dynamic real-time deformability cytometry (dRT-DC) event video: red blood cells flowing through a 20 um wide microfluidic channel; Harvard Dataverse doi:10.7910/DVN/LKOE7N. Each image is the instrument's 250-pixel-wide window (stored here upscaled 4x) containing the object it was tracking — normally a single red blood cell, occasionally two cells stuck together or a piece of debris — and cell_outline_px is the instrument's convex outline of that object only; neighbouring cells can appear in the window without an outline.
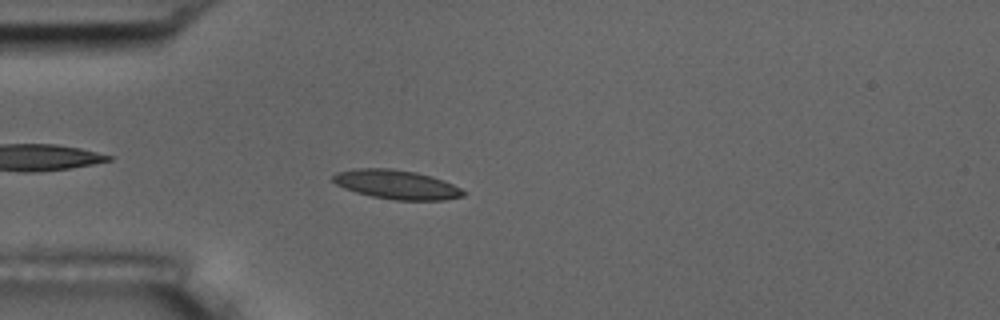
{"species": "common noctule bat (a hibernating species)", "species_latin": "Nyctalus noctula", "temperature_condition": "room temperature", "stored_images_in_passage": 55, "camera_frame_rate_fps": 3000, "um_per_image_px": 0.085, "animal": {"sex": "male", "body_mass_g": 17.5, "forearm_length_mm": 52.3}, "frame": {"image": 1, "passage_image": 15, "time_ms": 4.667, "image_size_px": [1000, 320], "cell_outline_px": [[468, 192], [464, 196], [444, 200], [396, 200], [372, 196], [356, 192], [344, 188], [336, 184], [332, 180], [332, 176], [336, 172], [352, 168], [392, 168], [416, 172], [432, 176], [444, 180]], "centroid_in_image_um": [33.71, 15.67], "position_along_channel_um": 51.3, "area_um2": 22.31}}
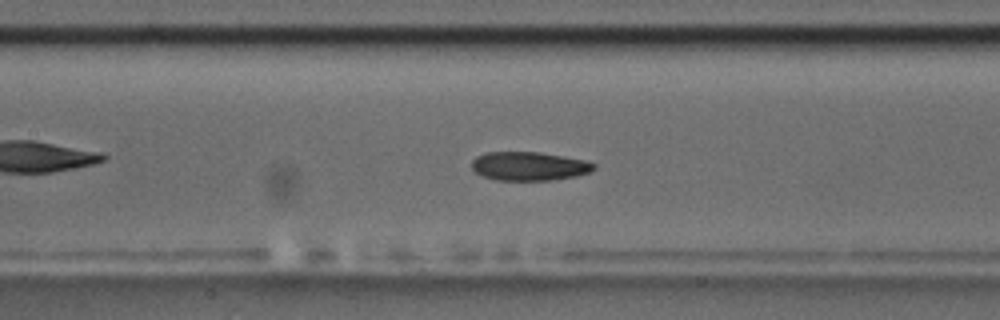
{"frame": {"image": 2, "passage_image": 25, "time_ms": 8.0, "image_size_px": [1000, 320], "cell_outline_px": [[596, 168], [588, 172], [576, 176], [552, 180], [496, 180], [484, 176], [476, 172], [472, 168], [472, 160], [476, 156], [488, 152], [540, 152], [564, 156], [584, 160], [596, 164]], "centroid_in_image_um": [44.98, 14.12], "position_along_channel_um": 162.4, "area_um2": 20.4}}
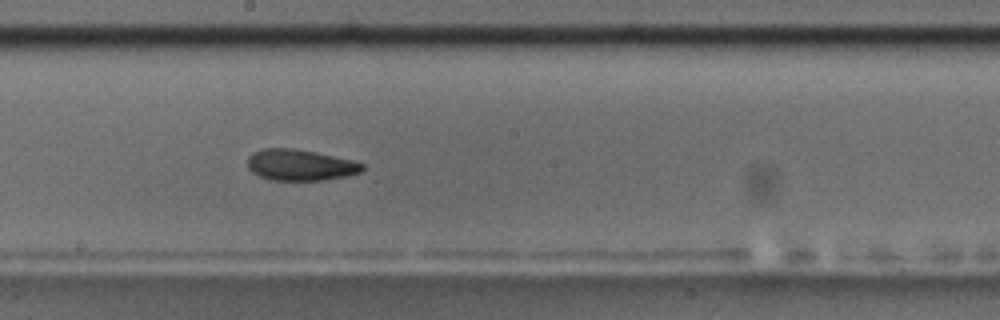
{"frame": {"image": 3, "passage_image": 30, "time_ms": 9.667, "image_size_px": [1000, 320], "cell_outline_px": [[364, 168], [360, 172], [348, 176], [324, 180], [268, 180], [252, 172], [248, 168], [248, 156], [252, 152], [264, 148], [296, 148], [316, 152], [352, 160], [364, 164]], "centroid_in_image_um": [25.5, 14.02], "position_along_channel_um": 222.7, "area_um2": 20.98}, "authors_computed_cell_mechanics": {"area_um2": 20.8658, "velocity_mm_per_s": 3.6429, "shape_relaxation_time_tau1_ms": 6.6008, "shape_relaxation_time_tau2_ms": 3.1837, "deformation_change_tau1": 0.1432, "deformation_change_tau2": 0.089}}